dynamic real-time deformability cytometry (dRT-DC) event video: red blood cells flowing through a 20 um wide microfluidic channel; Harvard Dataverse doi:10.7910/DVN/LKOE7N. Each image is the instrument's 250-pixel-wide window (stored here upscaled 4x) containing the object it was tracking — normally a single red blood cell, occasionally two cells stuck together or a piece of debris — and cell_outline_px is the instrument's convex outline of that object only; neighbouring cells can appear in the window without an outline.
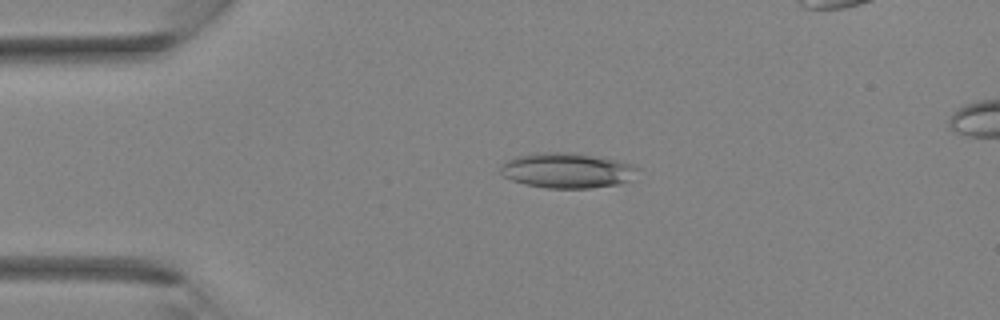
{"species": "Egyptian fruit bat (a non-hibernating species)", "species_latin": "Rousettus aegyptiacus", "temperature_condition": "room temperature", "stored_images_in_passage": 36, "camera_frame_rate_fps": 3000, "um_per_image_px": 0.085, "animal": {"sex": "female"}, "frame": {"image": 1, "passage_image": 8, "time_ms": 2.333, "image_size_px": [1000, 320], "cell_outline_px": [[640, 168], [628, 180], [620, 184], [588, 188], [548, 188], [524, 184], [512, 180], [504, 176], [500, 172], [500, 164], [504, 160], [516, 156], [536, 152], [572, 152], [632, 164]], "centroid_in_image_um": [48.12, 14.48], "position_along_channel_um": 36.9, "area_um2": 28.03}}
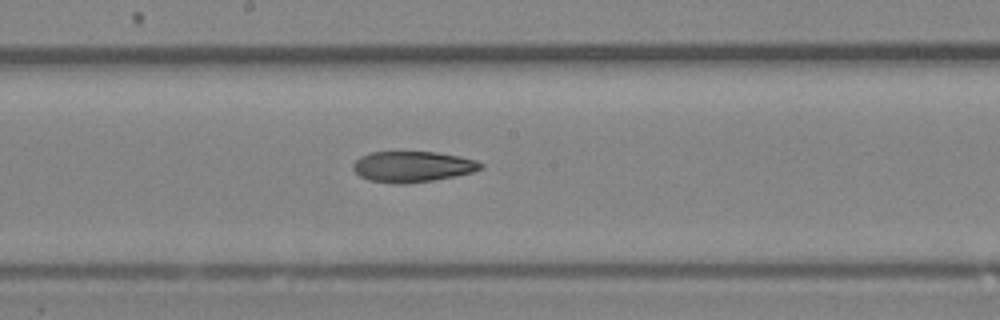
{"frame": {"image": 2, "passage_image": 19, "time_ms": 6.0, "image_size_px": [1000, 320], "cell_outline_px": [[484, 168], [472, 172], [456, 176], [432, 180], [404, 184], [400, 184], [368, 180], [360, 176], [352, 168], [352, 164], [360, 156], [372, 152], [436, 152], [460, 156], [476, 160], [484, 164]], "centroid_in_image_um": [35.08, 14.16], "position_along_channel_um": 213.1, "area_um2": 22.95}}
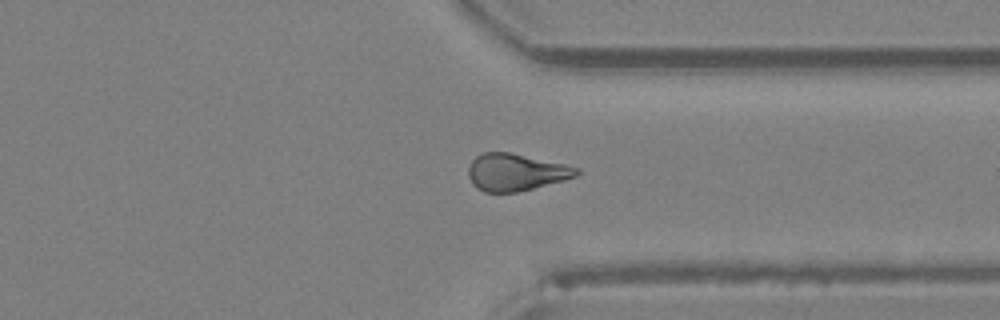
{"frame": {"image": 3, "passage_image": 27, "time_ms": 8.667, "image_size_px": [1000, 320], "cell_outline_px": [[580, 172], [576, 176], [564, 180], [516, 192], [484, 192], [476, 188], [472, 184], [468, 176], [468, 168], [472, 160], [476, 156], [484, 152], [508, 152], [564, 164], [580, 168]], "centroid_in_image_um": [43.81, 14.64], "position_along_channel_um": 367.6, "area_um2": 23.24}}